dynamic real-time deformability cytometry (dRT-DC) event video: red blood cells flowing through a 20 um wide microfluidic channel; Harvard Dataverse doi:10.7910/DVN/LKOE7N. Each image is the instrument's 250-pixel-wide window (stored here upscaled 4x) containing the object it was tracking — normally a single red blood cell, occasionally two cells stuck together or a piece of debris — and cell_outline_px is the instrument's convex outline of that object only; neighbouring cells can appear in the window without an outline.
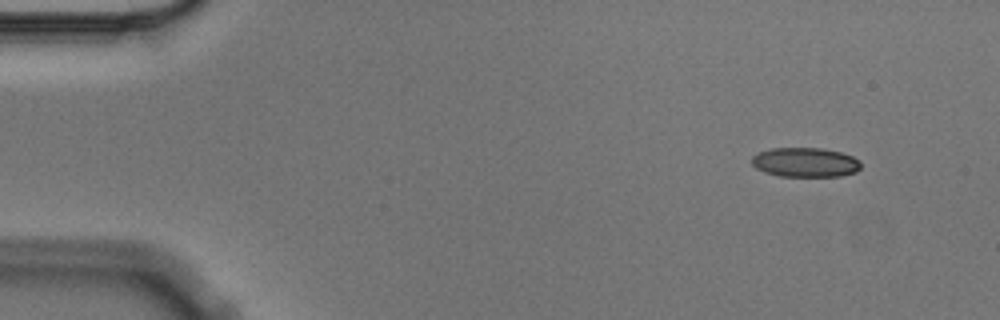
{"species": "Egyptian fruit bat (a non-hibernating species)", "species_latin": "Rousettus aegyptiacus", "temperature_condition": "cold", "stored_images_in_passage": 5, "camera_frame_rate_fps": 3000, "um_per_image_px": 0.085, "animal": {"sex": "male"}, "frame": {"image": 1, "passage_image": 1, "time_ms": 0.0, "image_size_px": [1000, 320], "cell_outline_px": [[860, 168], [856, 172], [840, 176], [780, 176], [764, 172], [756, 168], [752, 164], [752, 156], [760, 152], [772, 148], [824, 148], [840, 152], [852, 156], [860, 160]], "centroid_in_image_um": [68.46, 13.8], "position_along_channel_um": 16.5, "area_um2": 18.73}}
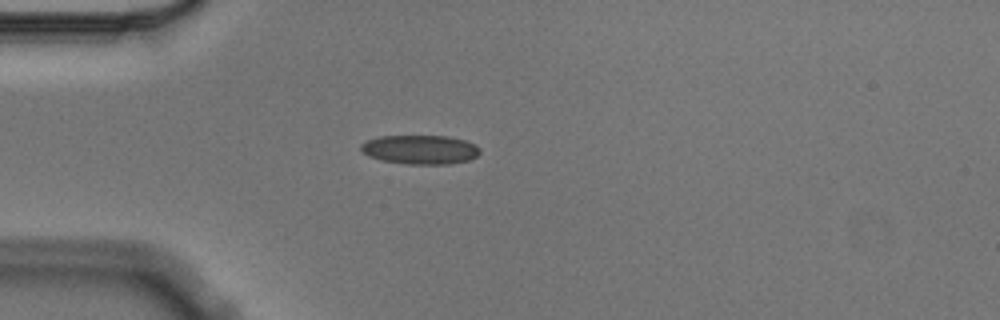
{"frame": {"image": 2, "passage_image": 4, "time_ms": 1.0, "image_size_px": [1000, 320], "cell_outline_px": [[480, 152], [476, 156], [468, 160], [452, 164], [408, 164], [380, 160], [368, 156], [360, 148], [360, 144], [364, 140], [380, 136], [448, 136], [464, 140], [476, 144], [480, 148]], "centroid_in_image_um": [35.7, 12.71], "position_along_channel_um": 49.3, "area_um2": 20.35}}